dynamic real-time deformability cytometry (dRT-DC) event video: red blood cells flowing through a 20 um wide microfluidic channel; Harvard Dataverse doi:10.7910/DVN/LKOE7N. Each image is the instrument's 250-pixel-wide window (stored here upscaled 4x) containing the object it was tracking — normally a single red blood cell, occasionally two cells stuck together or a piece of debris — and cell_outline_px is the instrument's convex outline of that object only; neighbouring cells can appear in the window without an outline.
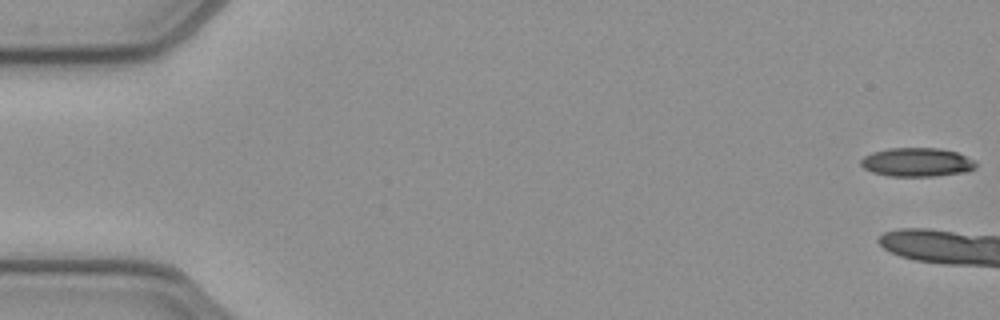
{"species": "common noctule bat (a hibernating species)", "species_latin": "Nyctalus noctula", "temperature_condition": "cold", "stored_images_in_passage": 6, "camera_frame_rate_fps": 3000, "um_per_image_px": 0.085, "animal": {"sex": "female", "body_mass_g": 21.9}, "frame": {"image": 1, "passage_image": 1, "time_ms": 0.0, "image_size_px": [1000, 320], "cell_outline_px": [[976, 168], [968, 172], [936, 176], [888, 176], [872, 172], [864, 168], [860, 164], [860, 160], [864, 156], [872, 152], [888, 148], [940, 148], [956, 152], [976, 160]], "centroid_in_image_um": [77.96, 13.79], "position_along_channel_um": 7.0, "area_um2": 19.54}}